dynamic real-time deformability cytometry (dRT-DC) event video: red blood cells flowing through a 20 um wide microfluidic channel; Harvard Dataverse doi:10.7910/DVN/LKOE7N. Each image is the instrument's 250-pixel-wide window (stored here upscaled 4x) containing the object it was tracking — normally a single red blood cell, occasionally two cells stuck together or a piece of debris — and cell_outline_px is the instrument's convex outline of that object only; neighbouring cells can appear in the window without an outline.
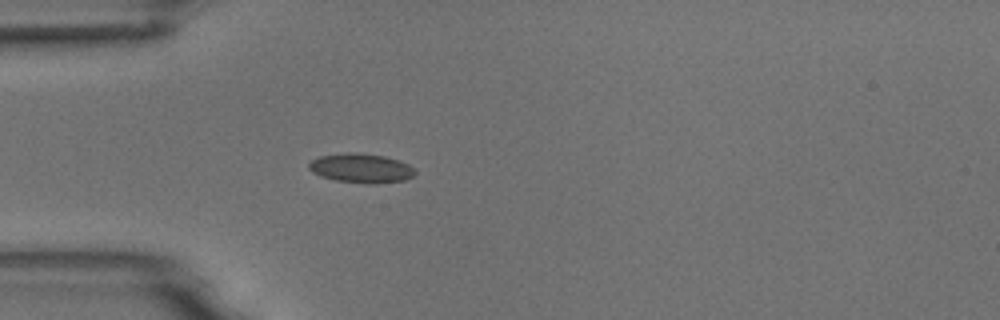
{"species": "common noctule bat (a hibernating species)", "species_latin": "Nyctalus noctula", "temperature_condition": "room temperature", "stored_images_in_passage": 40, "camera_frame_rate_fps": 3000, "um_per_image_px": 0.085, "animal": {"sex": "male", "body_mass_g": 18.8}, "frame": {"image": 1, "passage_image": 1, "time_ms": 0.0, "image_size_px": [1000, 320], "cell_outline_px": [[416, 172], [412, 176], [404, 180], [376, 184], [368, 184], [336, 180], [320, 176], [312, 172], [308, 168], [308, 164], [312, 160], [320, 156], [348, 152], [360, 152], [384, 156], [400, 160], [416, 168]], "centroid_in_image_um": [30.71, 14.29], "position_along_channel_um": 54.3, "area_um2": 18.32}}
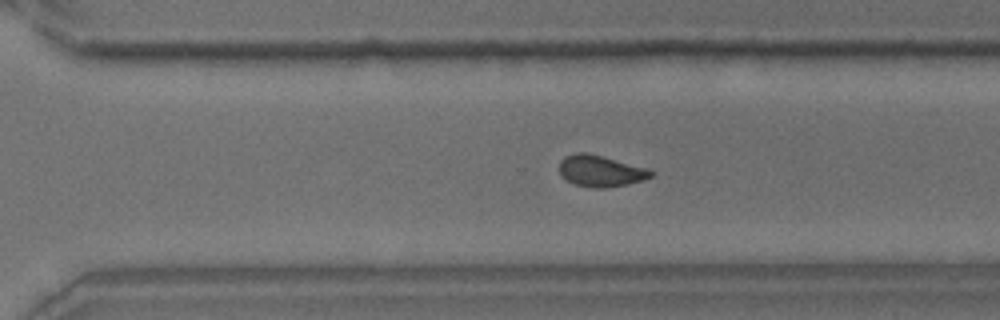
{"frame": {"image": 2, "passage_image": 23, "time_ms": 7.333, "image_size_px": [1000, 320], "cell_outline_px": [[652, 176], [644, 180], [628, 184], [604, 188], [592, 188], [576, 184], [560, 176], [560, 160], [564, 156], [576, 152], [588, 152], [648, 168], [652, 172]], "centroid_in_image_um": [51.04, 14.52], "position_along_channel_um": 319.6, "area_um2": 16.82}}
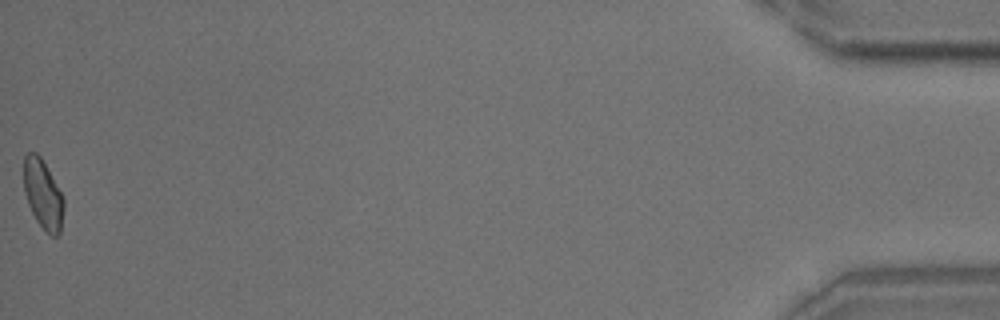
{"frame": {"image": 3, "passage_image": 40, "time_ms": 13.0, "image_size_px": [1000, 320], "cell_outline_px": [[64, 208], [60, 232], [56, 236], [52, 236], [36, 220], [28, 204], [24, 192], [24, 156], [28, 152], [36, 152], [40, 156], [60, 192], [64, 200]], "centroid_in_image_um": [3.64, 16.51], "position_along_channel_um": 431.6, "area_um2": 15.78}, "authors_computed_cell_mechanics": {"area_um2": 16.7042, "velocity_mm_per_s": 3.7064, "shape_relaxation_time_tau1_ms": 4.764, "shape_relaxation_time_tau2_ms": 0.9158, "deformation_change_tau1": 0.1007, "deformation_change_tau2": 0.055}}